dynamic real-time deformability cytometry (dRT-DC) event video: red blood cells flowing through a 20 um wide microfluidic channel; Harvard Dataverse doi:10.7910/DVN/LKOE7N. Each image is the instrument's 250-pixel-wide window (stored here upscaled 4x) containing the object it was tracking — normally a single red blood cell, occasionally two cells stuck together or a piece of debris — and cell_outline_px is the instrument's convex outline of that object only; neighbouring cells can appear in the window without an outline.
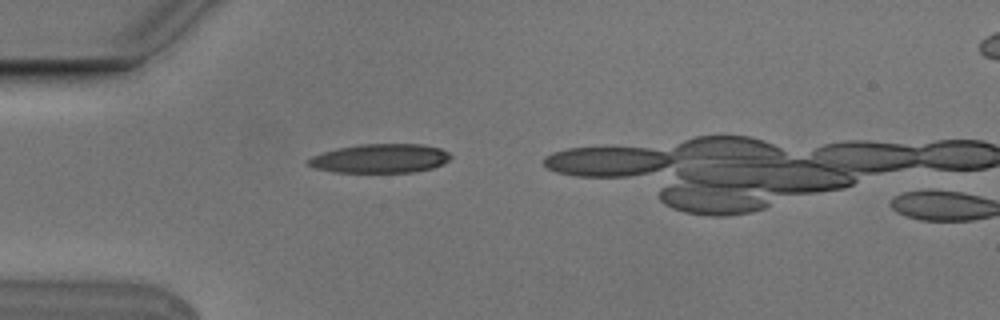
{"species": "Egyptian fruit bat (a non-hibernating species)", "species_latin": "Rousettus aegyptiacus", "temperature_condition": "cold", "stored_images_in_passage": 5, "camera_frame_rate_fps": 3000, "um_per_image_px": 0.085, "animal": {"sex": "male"}, "frame": {"image": 1, "passage_image": 2, "time_ms": 0.333, "image_size_px": [1000, 320], "cell_outline_px": [[452, 156], [444, 164], [432, 168], [412, 172], [332, 172], [316, 168], [304, 164], [304, 160], [312, 156], [324, 152], [340, 148], [360, 144], [420, 144], [440, 148], [448, 152]], "centroid_in_image_um": [32.29, 13.47], "position_along_channel_um": 52.7, "area_um2": 24.1}}